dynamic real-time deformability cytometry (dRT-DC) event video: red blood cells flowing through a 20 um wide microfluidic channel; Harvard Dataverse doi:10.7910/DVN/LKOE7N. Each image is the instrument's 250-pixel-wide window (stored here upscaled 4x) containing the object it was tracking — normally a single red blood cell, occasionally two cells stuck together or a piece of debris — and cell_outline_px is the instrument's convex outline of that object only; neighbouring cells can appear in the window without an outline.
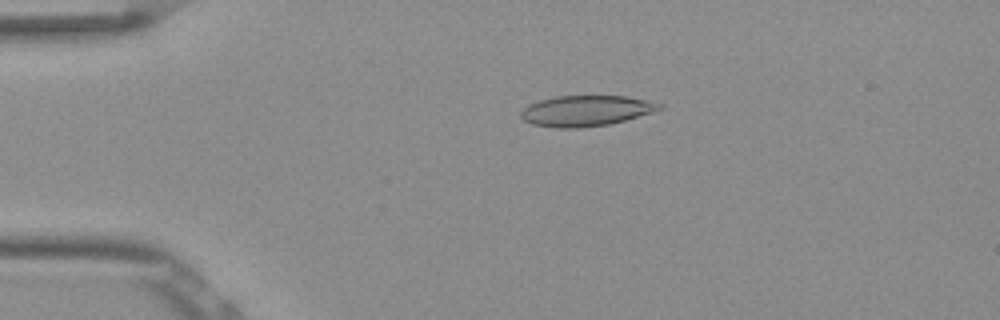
{"species": "Egyptian fruit bat (a non-hibernating species)", "species_latin": "Rousettus aegyptiacus", "temperature_condition": "room temperature", "stored_images_in_passage": 52, "camera_frame_rate_fps": 3000, "um_per_image_px": 0.085, "frame": {"image": 1, "passage_image": 11, "time_ms": 3.333, "image_size_px": [1000, 320], "cell_outline_px": [[664, 108], [652, 112], [624, 120], [608, 124], [580, 128], [556, 128], [532, 124], [524, 120], [520, 116], [520, 112], [528, 104], [540, 100], [556, 96], [628, 96], [648, 100], [660, 104]], "centroid_in_image_um": [49.78, 9.41], "position_along_channel_um": 35.2, "area_um2": 24.68}}
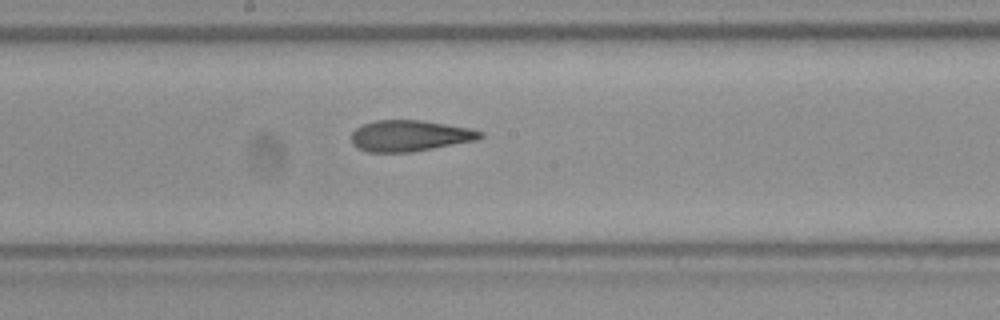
{"frame": {"image": 2, "passage_image": 28, "time_ms": 9.0, "image_size_px": [1000, 320], "cell_outline_px": [[484, 136], [476, 140], [412, 152], [368, 152], [356, 148], [352, 144], [352, 132], [356, 128], [364, 124], [376, 120], [424, 120], [472, 128], [484, 132]], "centroid_in_image_um": [34.85, 11.53], "position_along_channel_um": 213.4, "area_um2": 23.52}}
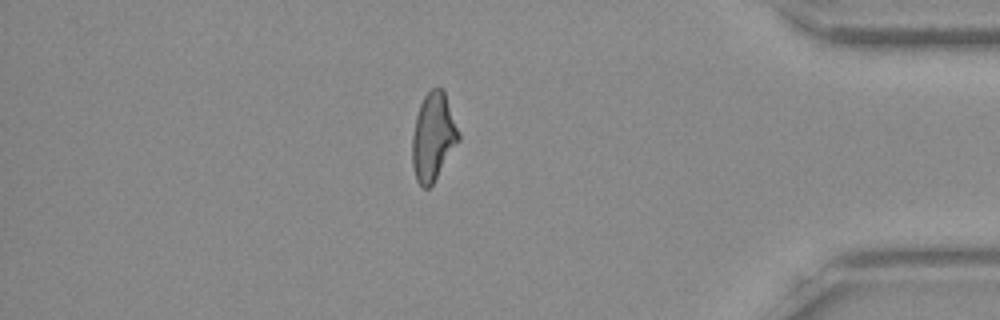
{"frame": {"image": 3, "passage_image": 45, "time_ms": 14.667, "image_size_px": [1000, 320], "cell_outline_px": [[460, 140], [432, 184], [428, 188], [424, 188], [416, 180], [412, 164], [412, 136], [416, 116], [420, 104], [424, 96], [432, 88], [444, 88], [460, 132]], "centroid_in_image_um": [36.83, 11.6], "position_along_channel_um": 398.4, "area_um2": 23.81}, "authors_computed_cell_mechanics": {"area_um2": 24.1604, "velocity_mm_per_s": 3.8599, "shape_relaxation_time_tau1_ms": null, "shape_relaxation_time_tau2_ms": 2.8396, "deformation_change_tau1": null, "deformation_change_tau2": 0.1186}}